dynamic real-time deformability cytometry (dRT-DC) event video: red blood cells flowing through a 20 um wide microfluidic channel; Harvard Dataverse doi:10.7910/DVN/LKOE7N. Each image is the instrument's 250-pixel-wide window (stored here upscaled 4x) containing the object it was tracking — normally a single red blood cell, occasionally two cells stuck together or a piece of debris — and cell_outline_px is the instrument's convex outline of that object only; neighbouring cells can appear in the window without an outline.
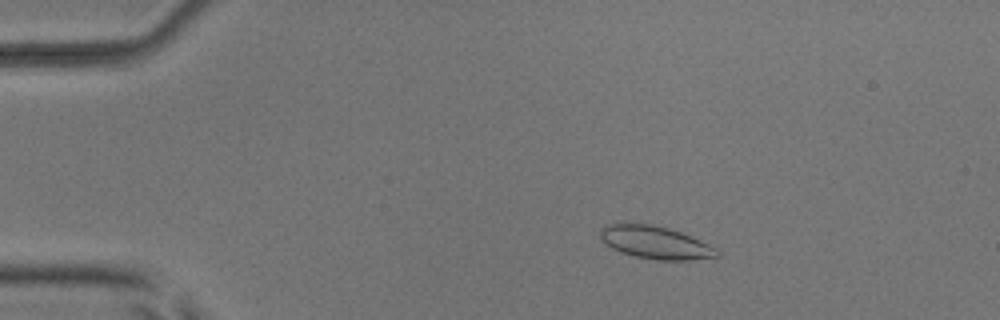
{"species": "common noctule bat (a hibernating species)", "species_latin": "Nyctalus noctula", "temperature_condition": "room temperature", "stored_images_in_passage": 6, "camera_frame_rate_fps": 3000, "um_per_image_px": 0.085, "animal": {"sex": "male", "body_mass_g": 17.9, "forearm_length_mm": 54.2}, "frame": {"image": 1, "passage_image": 3, "time_ms": 0.667, "image_size_px": [1000, 320], "cell_outline_px": [[720, 256], [688, 260], [656, 260], [636, 256], [620, 252], [604, 244], [600, 240], [600, 228], [604, 224], [620, 220], [652, 224], [668, 228], [680, 232], [700, 240], [716, 248], [720, 252]], "centroid_in_image_um": [55.6, 20.56], "position_along_channel_um": 29.4, "area_um2": 22.95}}